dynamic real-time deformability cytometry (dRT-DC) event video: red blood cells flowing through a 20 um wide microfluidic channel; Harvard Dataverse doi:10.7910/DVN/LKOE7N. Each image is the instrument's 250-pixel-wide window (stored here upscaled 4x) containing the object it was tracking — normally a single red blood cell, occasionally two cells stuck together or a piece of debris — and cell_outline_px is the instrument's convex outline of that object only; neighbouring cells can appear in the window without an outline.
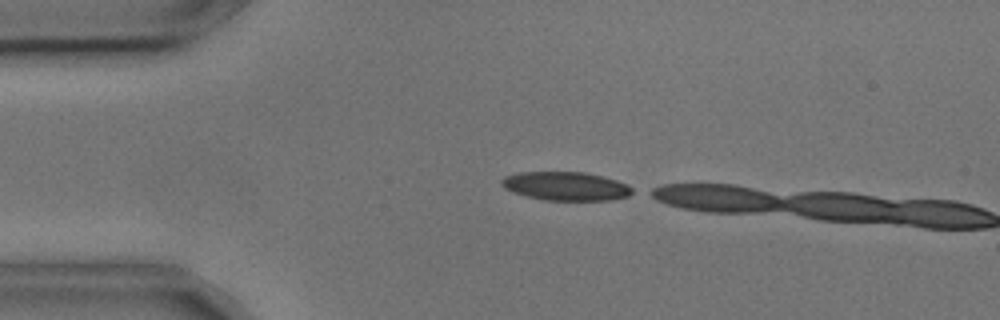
{"species": "common noctule bat (a hibernating species)", "species_latin": "Nyctalus noctula", "temperature_condition": "cold", "stored_images_in_passage": 2, "camera_frame_rate_fps": 3000, "um_per_image_px": 0.085, "animal": {"sex": "male", "body_mass_g": 17.9, "forearm_length_mm": 54.2}, "frame": {"image": 1, "passage_image": 1, "time_ms": 0.0, "image_size_px": [1000, 320], "cell_outline_px": [[636, 192], [628, 196], [612, 200], [544, 200], [528, 196], [504, 188], [500, 184], [500, 180], [504, 176], [520, 172], [584, 172], [616, 180], [628, 184], [636, 188]], "centroid_in_image_um": [48.15, 15.82], "position_along_channel_um": 36.9, "area_um2": 21.91}}